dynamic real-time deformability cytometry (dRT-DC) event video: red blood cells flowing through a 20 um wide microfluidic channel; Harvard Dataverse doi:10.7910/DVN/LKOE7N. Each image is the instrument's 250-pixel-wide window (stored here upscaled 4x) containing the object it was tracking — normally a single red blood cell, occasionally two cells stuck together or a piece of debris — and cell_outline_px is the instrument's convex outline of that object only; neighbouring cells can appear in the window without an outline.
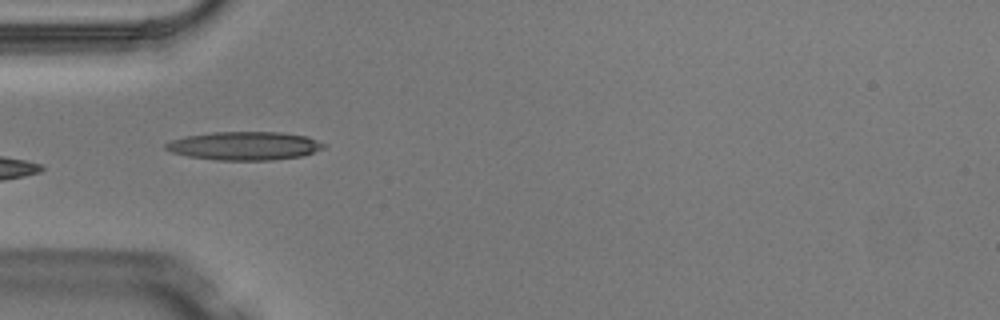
{"species": "Egyptian fruit bat (a non-hibernating species)", "species_latin": "Rousettus aegyptiacus", "temperature_condition": "warm", "stored_images_in_passage": 3, "camera_frame_rate_fps": 3000, "um_per_image_px": 0.085, "animal": {"sex": "male"}, "frame": {"image": 1, "passage_image": 2, "time_ms": 0.333, "image_size_px": [1000, 320], "cell_outline_px": [[328, 144], [324, 148], [300, 156], [272, 160], [216, 160], [188, 156], [172, 152], [164, 148], [164, 144], [172, 140], [184, 136], [212, 132], [284, 132], [308, 136]], "centroid_in_image_um": [20.8, 12.39], "position_along_channel_um": 64.2, "area_um2": 26.3}}